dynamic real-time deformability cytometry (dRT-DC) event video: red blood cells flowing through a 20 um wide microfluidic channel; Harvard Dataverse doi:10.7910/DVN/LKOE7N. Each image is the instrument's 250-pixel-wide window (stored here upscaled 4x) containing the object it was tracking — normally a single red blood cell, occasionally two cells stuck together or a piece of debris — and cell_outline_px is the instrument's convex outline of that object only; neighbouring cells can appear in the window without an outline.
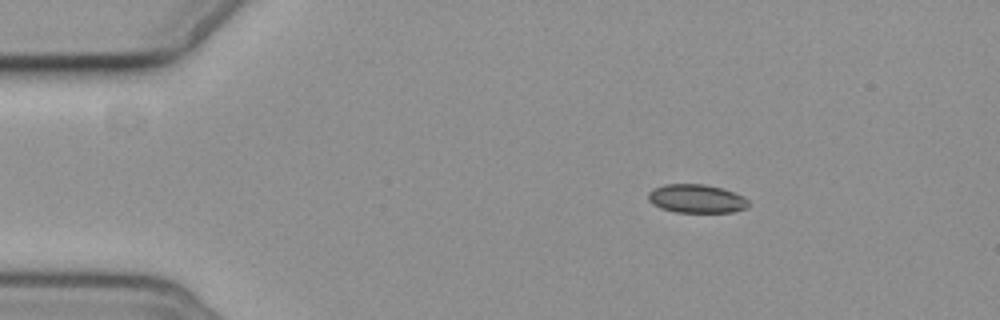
{"species": "common noctule bat (a hibernating species)", "species_latin": "Nyctalus noctula", "temperature_condition": "cold", "stored_images_in_passage": 4, "camera_frame_rate_fps": 3000, "um_per_image_px": 0.085, "animal": {"sex": "female", "body_mass_g": 19.3, "forearm_length_mm": 54.1}, "frame": {"image": 1, "passage_image": 2, "time_ms": 1.0, "image_size_px": [1000, 320], "cell_outline_px": [[748, 204], [744, 208], [732, 212], [676, 212], [660, 208], [652, 204], [648, 200], [648, 192], [652, 188], [664, 184], [704, 184], [724, 188], [744, 196], [748, 200]], "centroid_in_image_um": [59.17, 16.87], "position_along_channel_um": 25.8, "area_um2": 16.82}}
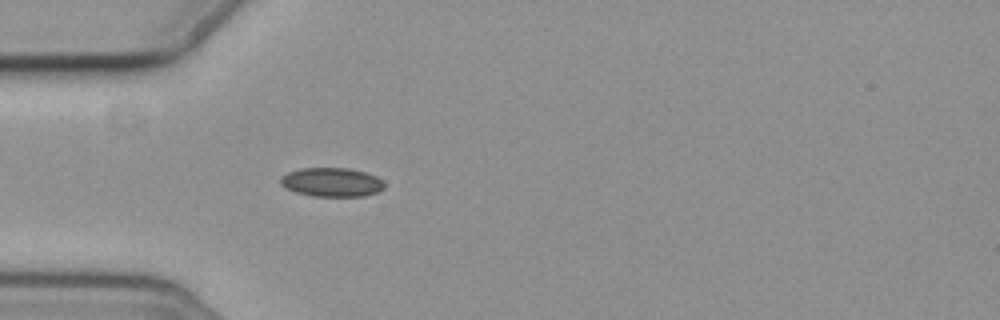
{"frame": {"image": 2, "passage_image": 4, "time_ms": 3.667, "image_size_px": [1000, 320], "cell_outline_px": [[384, 188], [376, 192], [364, 196], [312, 196], [296, 192], [284, 188], [280, 184], [280, 176], [288, 172], [300, 168], [348, 168], [364, 172], [376, 176], [384, 184]], "centroid_in_image_um": [28.14, 15.48], "position_along_channel_um": 56.9, "area_um2": 17.51}}